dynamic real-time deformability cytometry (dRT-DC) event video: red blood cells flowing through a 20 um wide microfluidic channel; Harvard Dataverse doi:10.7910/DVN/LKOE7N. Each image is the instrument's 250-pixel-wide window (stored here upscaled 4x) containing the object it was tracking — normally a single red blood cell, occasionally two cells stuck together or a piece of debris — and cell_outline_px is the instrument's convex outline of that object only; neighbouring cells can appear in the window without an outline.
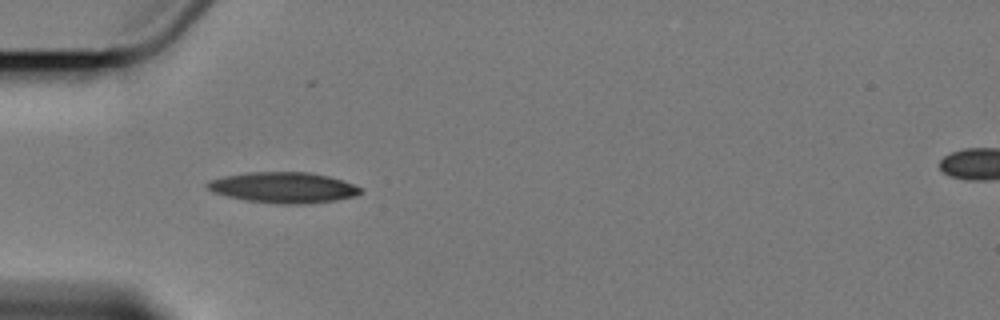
{"species": "Egyptian fruit bat (a non-hibernating species)", "species_latin": "Rousettus aegyptiacus", "temperature_condition": "cold", "stored_images_in_passage": 4, "camera_frame_rate_fps": 3000, "um_per_image_px": 0.085, "animal": {"sex": "female"}, "frame": {"image": 1, "passage_image": 2, "time_ms": 1.333, "image_size_px": [1000, 320], "cell_outline_px": [[360, 192], [356, 196], [336, 200], [304, 204], [276, 204], [248, 200], [228, 196], [212, 192], [204, 184], [208, 180], [224, 176], [248, 172], [308, 172], [328, 176], [352, 184], [360, 188]], "centroid_in_image_um": [24.04, 15.94], "position_along_channel_um": 61.0, "area_um2": 27.28}}
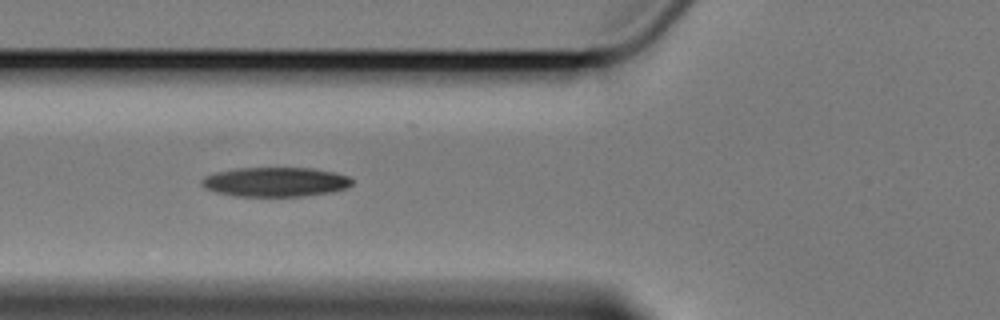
{"frame": {"image": 2, "passage_image": 3, "time_ms": 2.667, "image_size_px": [1000, 320], "cell_outline_px": [[352, 184], [348, 188], [332, 192], [304, 196], [236, 196], [216, 192], [204, 188], [200, 184], [200, 180], [204, 176], [216, 172], [236, 168], [312, 168], [332, 172], [348, 176], [352, 180]], "centroid_in_image_um": [23.38, 15.47], "position_along_channel_um": 102.4, "area_um2": 25.89}}
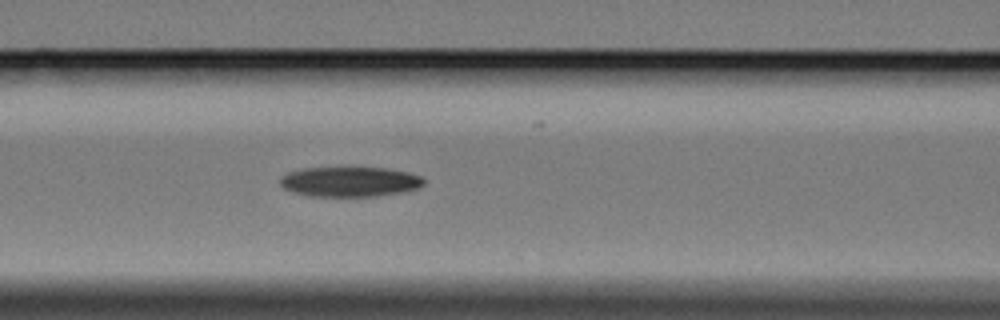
{"frame": {"image": 3, "passage_image": 4, "time_ms": 3.667, "image_size_px": [1000, 320], "cell_outline_px": [[424, 184], [416, 188], [404, 192], [376, 196], [308, 196], [292, 192], [284, 188], [280, 184], [280, 180], [288, 172], [304, 168], [388, 168], [408, 172], [420, 176], [424, 180]], "centroid_in_image_um": [29.74, 15.45], "position_along_channel_um": 136.9, "area_um2": 24.97}}